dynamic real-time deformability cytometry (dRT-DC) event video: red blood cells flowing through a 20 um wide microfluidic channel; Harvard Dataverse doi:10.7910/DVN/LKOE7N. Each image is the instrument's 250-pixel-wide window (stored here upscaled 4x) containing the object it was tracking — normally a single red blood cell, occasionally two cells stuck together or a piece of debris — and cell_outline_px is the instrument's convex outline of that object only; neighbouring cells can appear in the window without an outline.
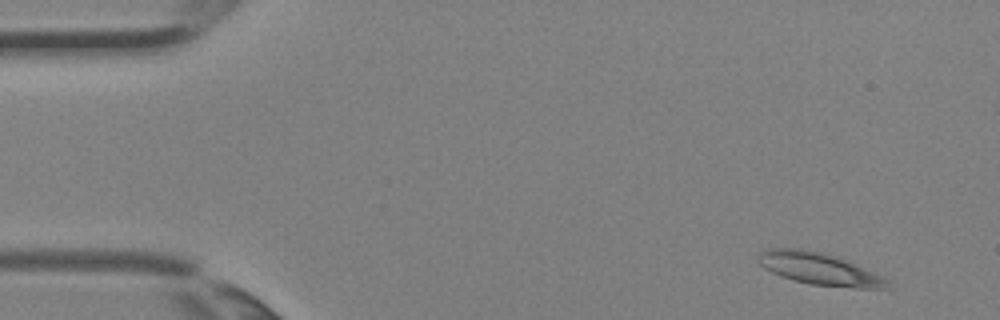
{"species": "Egyptian fruit bat (a non-hibernating species)", "species_latin": "Rousettus aegyptiacus", "temperature_condition": "room temperature", "stored_images_in_passage": 4, "camera_frame_rate_fps": 3000, "um_per_image_px": 0.085, "animal": {"sex": "female"}, "frame": {"image": 1, "passage_image": 1, "time_ms": 0.0, "image_size_px": [1000, 320], "cell_outline_px": [[888, 280], [884, 288], [852, 288], [812, 284], [792, 280], [780, 276], [764, 268], [756, 260], [756, 252], [768, 248], [800, 248], [820, 252], [836, 256], [848, 260]], "centroid_in_image_um": [69.52, 22.82], "position_along_channel_um": 15.5, "area_um2": 24.1}}